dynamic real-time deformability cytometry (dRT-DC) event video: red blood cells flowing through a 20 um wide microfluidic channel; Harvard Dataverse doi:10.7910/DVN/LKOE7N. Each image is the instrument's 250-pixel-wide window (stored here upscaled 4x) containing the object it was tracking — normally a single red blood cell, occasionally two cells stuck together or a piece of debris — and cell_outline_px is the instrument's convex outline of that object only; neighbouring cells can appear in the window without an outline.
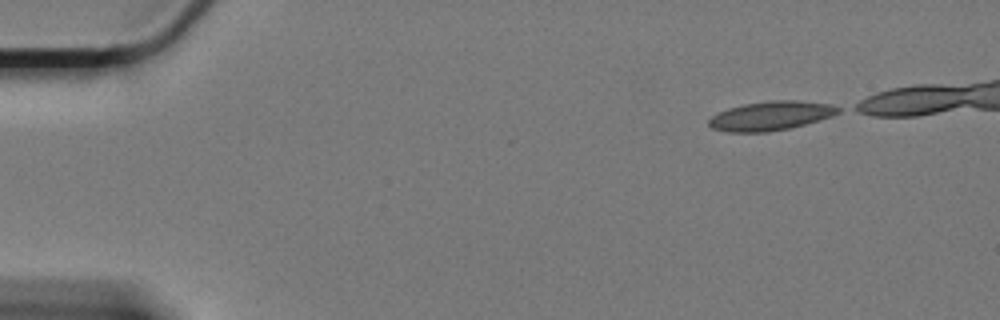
{"species": "Egyptian fruit bat (a non-hibernating species)", "species_latin": "Rousettus aegyptiacus", "temperature_condition": "cold", "stored_images_in_passage": 47, "camera_frame_rate_fps": 3000, "um_per_image_px": 0.085, "animal": {"sex": "female"}, "frame": {"image": 1, "passage_image": 1, "time_ms": 0.0, "image_size_px": [1000, 320], "cell_outline_px": [[840, 112], [832, 116], [804, 124], [788, 128], [768, 132], [728, 132], [712, 128], [708, 124], [708, 120], [712, 116], [728, 108], [744, 104], [772, 100], [796, 100], [832, 104], [840, 108]], "centroid_in_image_um": [65.52, 9.84], "position_along_channel_um": 19.5, "area_um2": 21.79}}
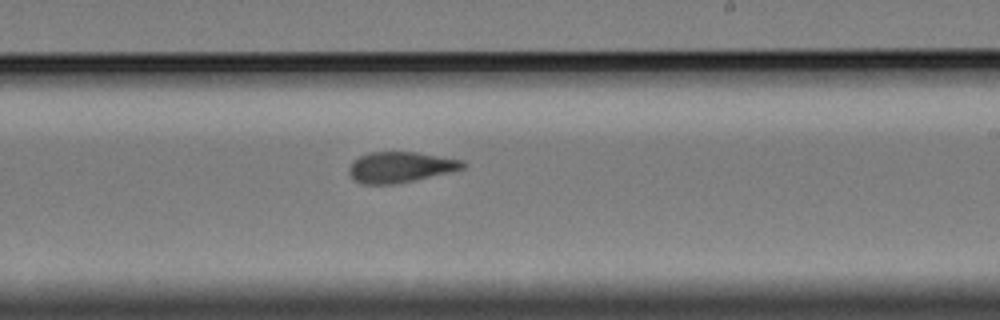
{"frame": {"image": 2, "passage_image": 31, "time_ms": 10.0, "image_size_px": [1000, 320], "cell_outline_px": [[464, 168], [412, 180], [392, 184], [360, 184], [348, 172], [348, 168], [352, 160], [360, 156], [372, 152], [416, 152], [464, 160]], "centroid_in_image_um": [33.98, 14.19], "position_along_channel_um": 255.0, "area_um2": 20.0}}
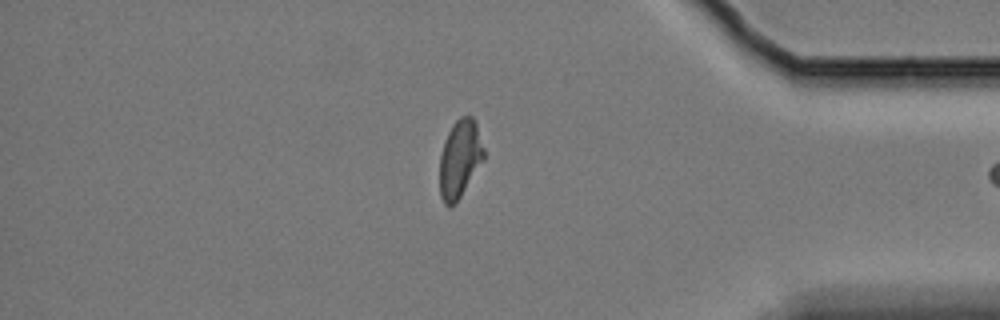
{"frame": {"image": 3, "passage_image": 46, "time_ms": 15.0, "image_size_px": [1000, 320], "cell_outline_px": [[484, 160], [460, 196], [452, 204], [444, 204], [440, 196], [440, 156], [444, 140], [452, 124], [460, 116], [472, 116], [476, 124], [484, 148]], "centroid_in_image_um": [39.08, 13.45], "position_along_channel_um": 396.1, "area_um2": 19.77}}